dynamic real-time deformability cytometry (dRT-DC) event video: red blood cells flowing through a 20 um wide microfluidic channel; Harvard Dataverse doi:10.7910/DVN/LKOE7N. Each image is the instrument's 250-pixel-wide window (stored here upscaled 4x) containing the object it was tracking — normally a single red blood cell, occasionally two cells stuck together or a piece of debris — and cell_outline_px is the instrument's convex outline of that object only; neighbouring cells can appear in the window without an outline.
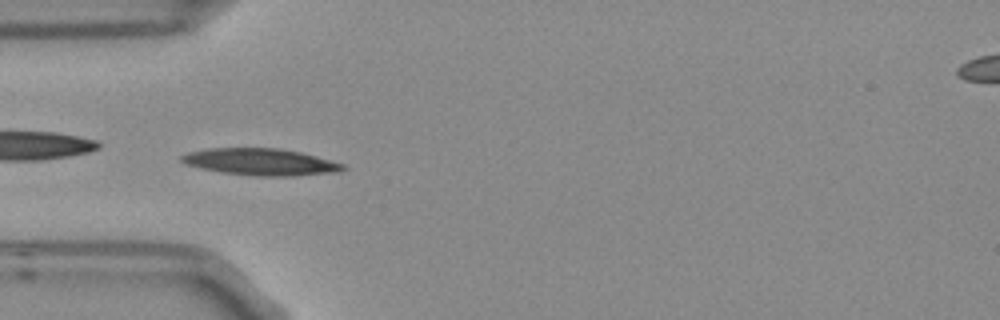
{"species": "Egyptian fruit bat (a non-hibernating species)", "species_latin": "Rousettus aegyptiacus", "temperature_condition": "room temperature", "stored_images_in_passage": 4, "camera_frame_rate_fps": 3000, "um_per_image_px": 0.085, "frame": {"image": 1, "passage_image": 3, "time_ms": 0.667, "image_size_px": [1000, 320], "cell_outline_px": [[348, 168], [340, 172], [296, 176], [256, 176], [224, 172], [184, 164], [180, 160], [180, 156], [188, 152], [212, 148], [280, 148], [300, 152], [316, 156], [344, 164]], "centroid_in_image_um": [22.21, 13.76], "position_along_channel_um": 62.8, "area_um2": 25.2}}